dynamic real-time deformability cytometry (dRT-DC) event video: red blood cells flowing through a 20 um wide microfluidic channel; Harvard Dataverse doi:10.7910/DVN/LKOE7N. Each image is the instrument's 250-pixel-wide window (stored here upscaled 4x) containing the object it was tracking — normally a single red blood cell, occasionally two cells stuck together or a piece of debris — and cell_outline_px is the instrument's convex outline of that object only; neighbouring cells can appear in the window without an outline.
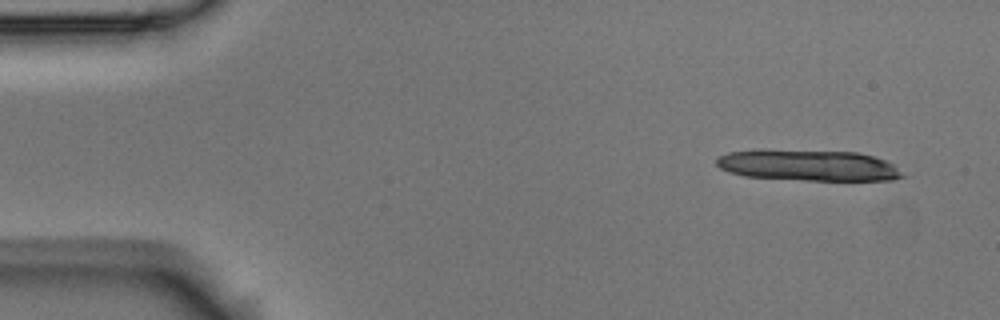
{"species": "Egyptian fruit bat (a non-hibernating species)", "species_latin": "Rousettus aegyptiacus", "temperature_condition": "room temperature", "stored_images_in_passage": 13, "camera_frame_rate_fps": 3000, "um_per_image_px": 0.085, "animal": {"sex": "male"}, "frame": {"image": 1, "passage_image": 1, "time_ms": 0.0, "image_size_px": [1000, 320], "cell_outline_px": [[904, 176], [892, 180], [804, 180], [744, 176], [728, 172], [720, 168], [716, 164], [716, 156], [728, 152], [856, 152], [872, 156], [884, 160], [892, 164]], "centroid_in_image_um": [68.71, 14.1], "position_along_channel_um": 16.3, "area_um2": 32.25}}
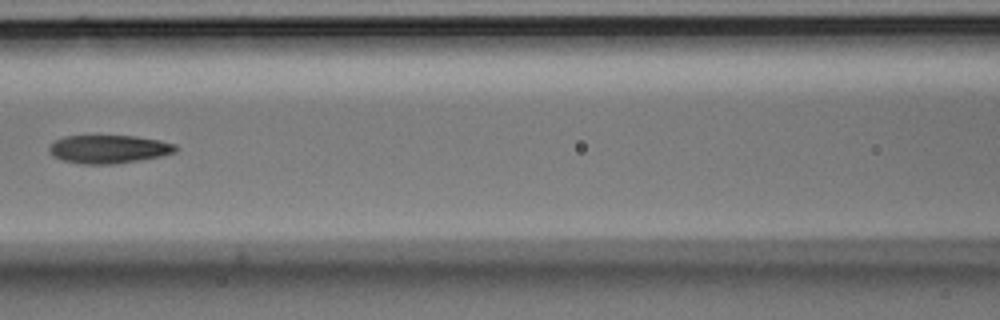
{"frame": {"image": 2, "passage_image": 6, "time_ms": 1.667, "image_size_px": [1000, 320], "cell_outline_px": [[180, 148], [176, 152], [160, 156], [112, 164], [84, 164], [64, 160], [52, 156], [48, 152], [48, 144], [64, 136], [136, 136], [160, 140], [176, 144]], "centroid_in_image_um": [9.23, 12.66], "position_along_channel_um": 157.4, "area_um2": 20.87}}
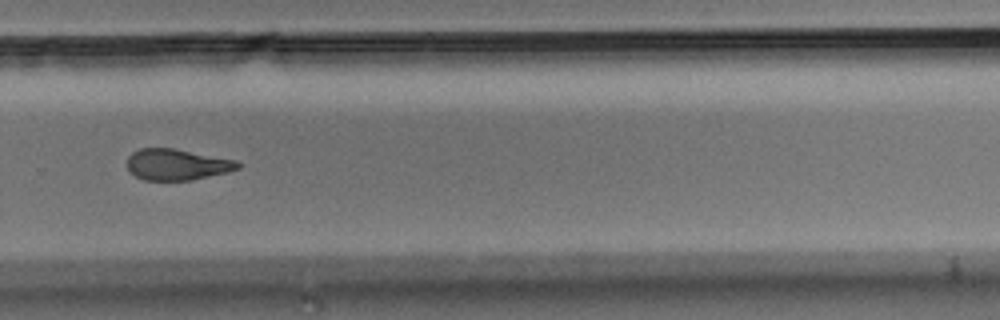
{"frame": {"image": 3, "passage_image": 10, "time_ms": 3.0, "image_size_px": [1000, 320], "cell_outline_px": [[240, 168], [228, 172], [192, 180], [144, 180], [136, 176], [128, 168], [128, 156], [132, 152], [140, 148], [172, 148], [236, 160], [240, 164]], "centroid_in_image_um": [15.05, 13.98], "position_along_channel_um": 314.8, "area_um2": 19.94}}